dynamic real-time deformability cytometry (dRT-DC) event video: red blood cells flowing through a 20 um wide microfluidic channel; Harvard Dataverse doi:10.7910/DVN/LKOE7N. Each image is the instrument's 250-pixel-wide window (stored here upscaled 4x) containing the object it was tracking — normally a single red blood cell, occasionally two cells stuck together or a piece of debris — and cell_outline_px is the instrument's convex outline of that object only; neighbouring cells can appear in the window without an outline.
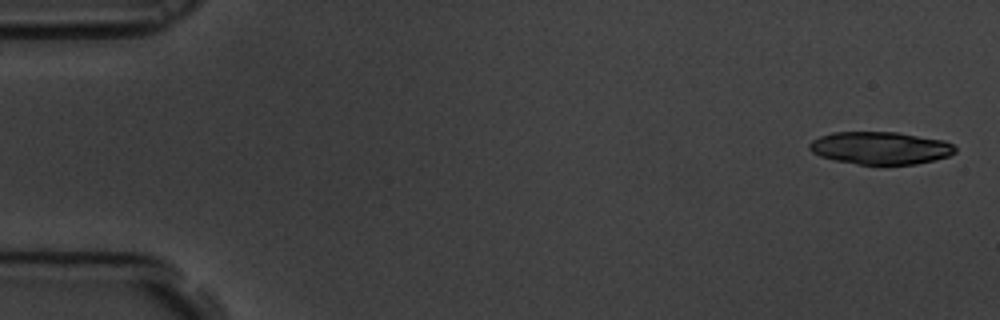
{"species": "common noctule bat (a hibernating species)", "species_latin": "Nyctalus noctula", "temperature_condition": "room temperature", "stored_images_in_passage": 56, "camera_frame_rate_fps": 3000, "um_per_image_px": 0.085, "animal": {"sex": "male", "body_mass_g": 19.5, "forearm_length_mm": 54.6}, "frame": {"image": 1, "passage_image": 1, "time_ms": 0.0, "image_size_px": [1000, 320], "cell_outline_px": [[956, 152], [948, 156], [936, 160], [916, 164], [856, 164], [832, 160], [820, 156], [812, 152], [808, 148], [808, 144], [812, 140], [820, 136], [832, 132], [896, 132], [944, 140], [952, 144], [956, 148]], "centroid_in_image_um": [74.81, 12.58], "position_along_channel_um": 10.2, "area_um2": 27.8}}
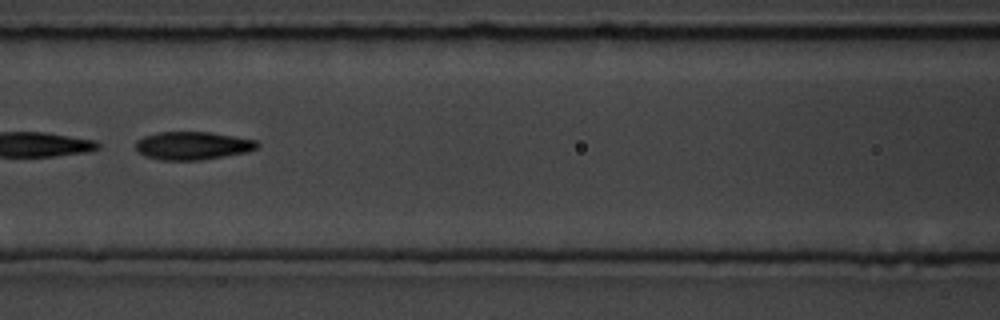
{"frame": {"image": 2, "passage_image": 25, "time_ms": 8.0, "image_size_px": [1000, 320], "cell_outline_px": [[260, 144], [256, 148], [248, 152], [200, 160], [160, 160], [144, 156], [136, 148], [136, 140], [144, 136], [156, 132], [212, 132], [256, 140]], "centroid_in_image_um": [16.37, 12.38], "position_along_channel_um": 150.2, "area_um2": 19.94}, "authors_computed_cell_mechanics": {"area_um2": 27.9463, "velocity_mm_per_s": 3.5136, "shape_relaxation_time_tau1_ms": 1.3419, "shape_relaxation_time_tau2_ms": 3.044, "deformation_change_tau1": 0.2881, "deformation_change_tau2": 0.1116}}